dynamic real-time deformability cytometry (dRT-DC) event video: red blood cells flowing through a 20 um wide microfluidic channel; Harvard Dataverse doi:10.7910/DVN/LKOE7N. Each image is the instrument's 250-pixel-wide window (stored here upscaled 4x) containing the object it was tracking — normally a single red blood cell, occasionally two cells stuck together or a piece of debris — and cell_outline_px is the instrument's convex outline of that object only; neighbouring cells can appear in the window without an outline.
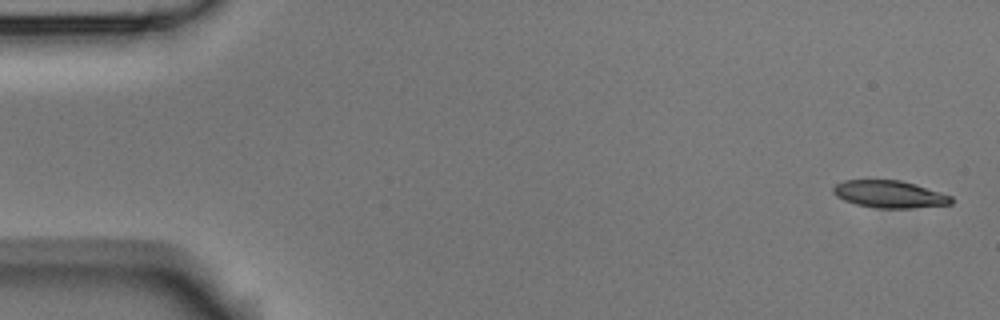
{"species": "Egyptian fruit bat (a non-hibernating species)", "species_latin": "Rousettus aegyptiacus", "temperature_condition": "room temperature", "stored_images_in_passage": 4, "camera_frame_rate_fps": 3000, "um_per_image_px": 0.085, "animal": {"sex": "male"}, "frame": {"image": 1, "passage_image": 1, "time_ms": 0.0, "image_size_px": [1000, 320], "cell_outline_px": [[952, 204], [908, 208], [880, 208], [856, 204], [844, 200], [836, 196], [832, 192], [832, 188], [836, 184], [844, 180], [900, 180], [916, 184], [952, 196]], "centroid_in_image_um": [75.59, 16.5], "position_along_channel_um": 9.4, "area_um2": 18.67}}
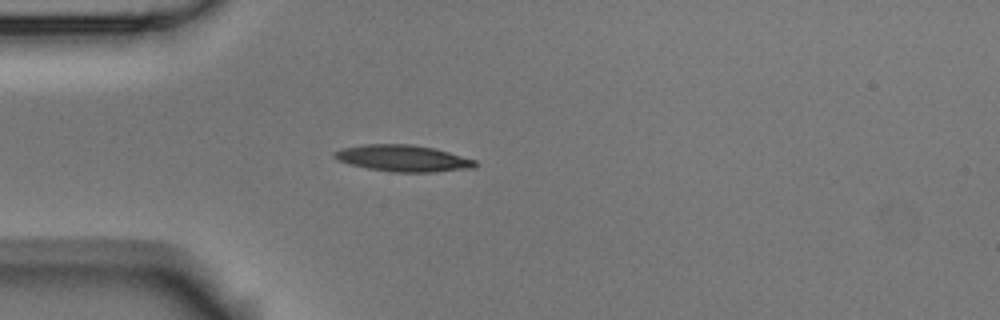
{"frame": {"image": 2, "passage_image": 4, "time_ms": 1.0, "image_size_px": [1000, 320], "cell_outline_px": [[480, 164], [476, 168], [436, 172], [392, 172], [368, 168], [348, 164], [336, 160], [332, 156], [332, 152], [340, 148], [364, 144], [408, 144], [432, 148], [448, 152], [476, 160]], "centroid_in_image_um": [34.24, 13.46], "position_along_channel_um": 50.8, "area_um2": 22.02}}